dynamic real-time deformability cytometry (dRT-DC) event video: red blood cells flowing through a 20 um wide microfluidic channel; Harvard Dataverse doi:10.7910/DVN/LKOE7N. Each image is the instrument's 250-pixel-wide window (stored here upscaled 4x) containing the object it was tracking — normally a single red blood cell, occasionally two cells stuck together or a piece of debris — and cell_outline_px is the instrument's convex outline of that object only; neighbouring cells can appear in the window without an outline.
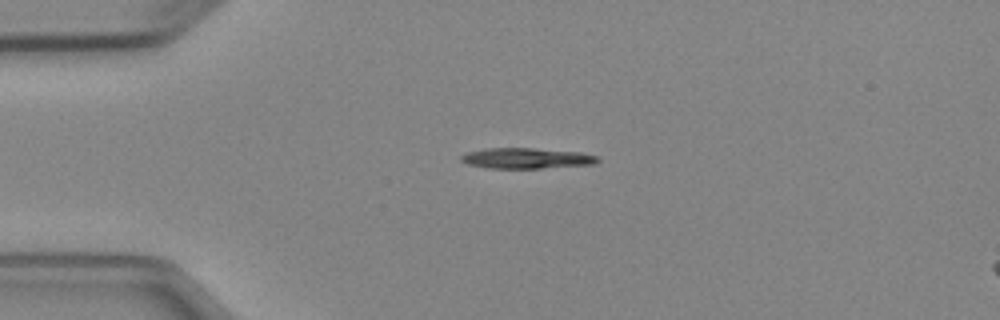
{"species": "Egyptian fruit bat (a non-hibernating species)", "species_latin": "Rousettus aegyptiacus", "temperature_condition": "cold", "stored_images_in_passage": 1, "camera_frame_rate_fps": 3000, "um_per_image_px": 0.085, "animal": {"sex": "female"}, "frame": {"image": 1, "passage_image": 1, "time_ms": 0.0, "image_size_px": [1000, 320], "cell_outline_px": [[600, 160], [596, 164], [540, 168], [488, 168], [468, 164], [460, 160], [460, 156], [468, 152], [484, 148], [532, 148], [580, 152], [600, 156]], "centroid_in_image_um": [44.78, 13.45], "position_along_channel_um": 40.2, "area_um2": 16.47}}